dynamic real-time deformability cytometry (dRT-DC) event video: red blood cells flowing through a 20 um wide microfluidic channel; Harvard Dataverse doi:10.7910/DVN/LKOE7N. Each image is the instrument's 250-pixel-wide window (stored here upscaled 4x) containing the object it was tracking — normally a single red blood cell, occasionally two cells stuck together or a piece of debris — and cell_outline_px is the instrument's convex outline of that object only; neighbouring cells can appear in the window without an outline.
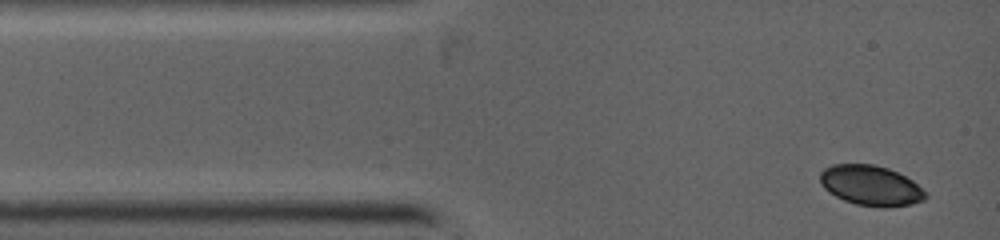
{"species": "common noctule bat (a hibernating species)", "species_latin": "Nyctalus noctula", "temperature_condition": "warm", "stored_images_in_passage": 3, "camera_frame_rate_fps": 5000, "um_per_image_px": 0.085, "animal": {"sex": "female", "body_mass_g": 19.0, "forearm_length_mm": 53.3}, "frame": {"image": 1, "passage_image": 1, "time_ms": 0.0, "image_size_px": [1000, 240], "cell_outline_px": [[928, 196], [924, 200], [912, 204], [884, 208], [856, 204], [844, 200], [836, 196], [824, 188], [820, 184], [820, 172], [824, 168], [832, 164], [872, 164], [888, 168], [912, 180], [928, 192]], "centroid_in_image_um": [74.03, 15.77], "position_along_channel_um": 11.0, "area_um2": 24.8}}
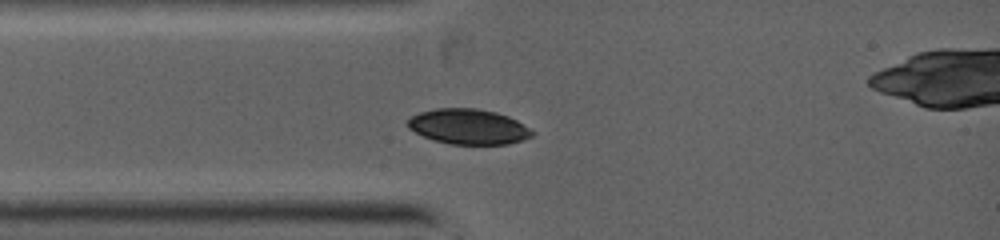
{"frame": {"image": 2, "passage_image": 3, "time_ms": 1.8, "image_size_px": [1000, 240], "cell_outline_px": [[532, 136], [508, 144], [448, 144], [424, 136], [408, 128], [408, 120], [412, 116], [420, 112], [436, 108], [476, 108], [496, 112], [508, 116], [516, 120], [528, 128], [532, 132]], "centroid_in_image_um": [39.79, 10.75], "position_along_channel_um": 45.2, "area_um2": 25.2}}